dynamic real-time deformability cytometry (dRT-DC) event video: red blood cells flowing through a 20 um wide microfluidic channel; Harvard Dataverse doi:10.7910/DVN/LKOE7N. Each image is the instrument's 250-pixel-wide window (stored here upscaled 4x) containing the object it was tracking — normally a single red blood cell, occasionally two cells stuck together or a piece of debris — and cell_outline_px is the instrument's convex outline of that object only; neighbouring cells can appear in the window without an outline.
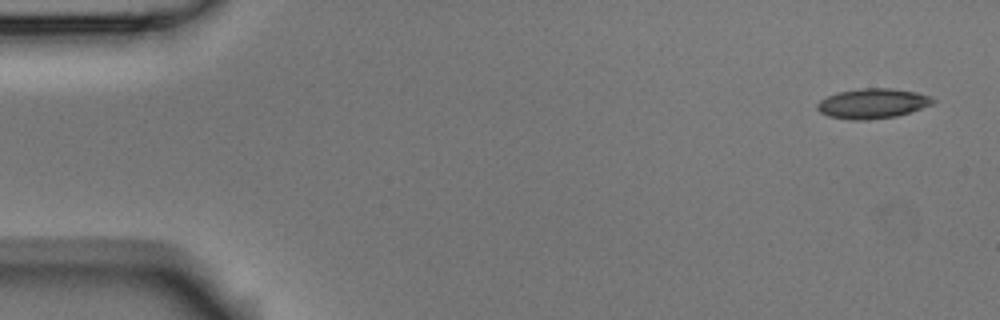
{"species": "Egyptian fruit bat (a non-hibernating species)", "species_latin": "Rousettus aegyptiacus", "temperature_condition": "room temperature", "stored_images_in_passage": 8, "camera_frame_rate_fps": 3000, "um_per_image_px": 0.085, "animal": {"sex": "male"}, "frame": {"image": 1, "passage_image": 1, "time_ms": 0.0, "image_size_px": [1000, 320], "cell_outline_px": [[936, 100], [932, 104], [896, 116], [868, 120], [852, 120], [828, 116], [820, 112], [816, 108], [816, 104], [820, 100], [836, 92], [860, 88], [892, 88], [916, 92], [932, 96]], "centroid_in_image_um": [74.14, 8.79], "position_along_channel_um": 10.9, "area_um2": 20.23}}
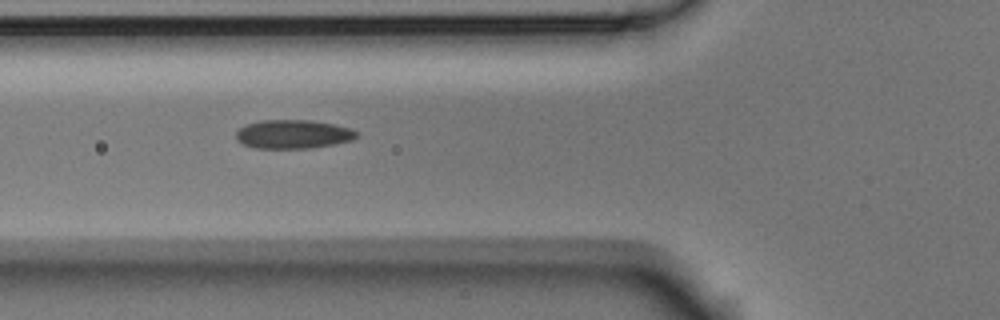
{"frame": {"image": 2, "passage_image": 6, "time_ms": 1.667, "image_size_px": [1000, 320], "cell_outline_px": [[360, 132], [352, 140], [332, 144], [308, 148], [252, 148], [240, 144], [236, 140], [236, 132], [244, 124], [260, 120], [312, 120], [332, 124], [348, 128]], "centroid_in_image_um": [24.84, 11.4], "position_along_channel_um": 101.0, "area_um2": 20.29}}
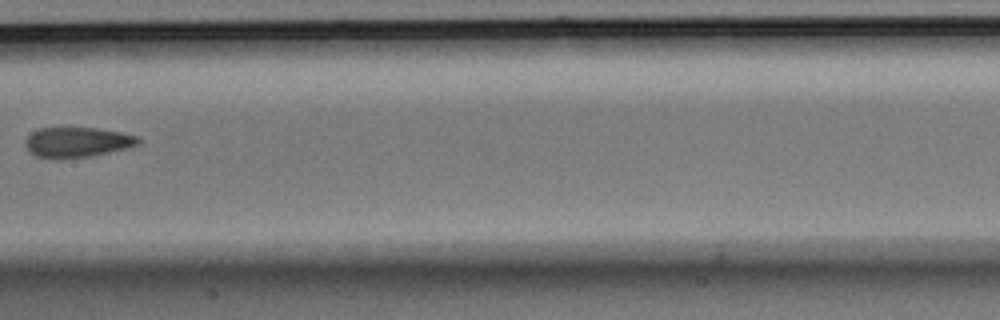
{"frame": {"image": 3, "passage_image": 8, "time_ms": 2.333, "image_size_px": [1000, 320], "cell_outline_px": [[140, 140], [136, 144], [124, 148], [88, 156], [60, 160], [36, 156], [28, 152], [28, 136], [32, 132], [40, 128], [96, 128], [124, 132], [140, 136]], "centroid_in_image_um": [6.56, 12.09], "position_along_channel_um": 200.8, "area_um2": 19.59}}